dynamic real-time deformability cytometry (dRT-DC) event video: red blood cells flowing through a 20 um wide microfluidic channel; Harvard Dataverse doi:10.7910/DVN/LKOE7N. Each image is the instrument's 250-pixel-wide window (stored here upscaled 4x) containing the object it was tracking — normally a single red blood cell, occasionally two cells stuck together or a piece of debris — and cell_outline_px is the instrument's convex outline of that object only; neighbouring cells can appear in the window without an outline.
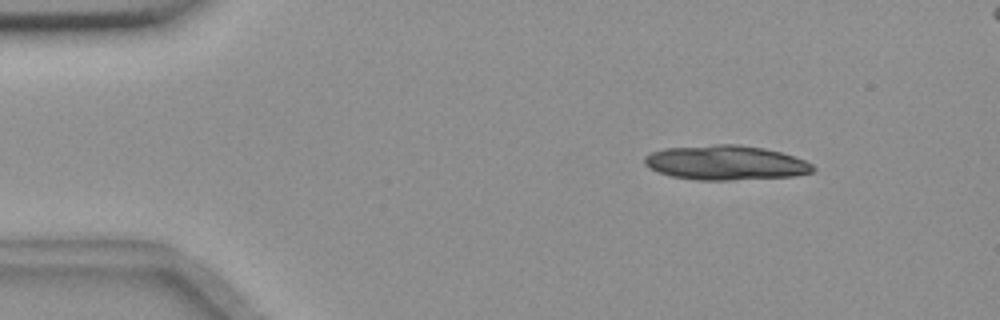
{"species": "common noctule bat (a hibernating species)", "species_latin": "Nyctalus noctula", "temperature_condition": "room temperature", "stored_images_in_passage": 22, "camera_frame_rate_fps": 3000, "um_per_image_px": 0.085, "animal": {"sex": "female", "body_mass_g": 18.4}, "frame": {"image": 1, "passage_image": 7, "time_ms": 2.0, "image_size_px": [1000, 320], "cell_outline_px": [[816, 168], [812, 172], [796, 176], [732, 180], [696, 180], [672, 176], [648, 168], [644, 164], [644, 156], [652, 152], [664, 148], [716, 144], [740, 144], [764, 148], [780, 152], [804, 160], [812, 164]], "centroid_in_image_um": [61.68, 13.83], "position_along_channel_um": 23.3, "area_um2": 34.04}}